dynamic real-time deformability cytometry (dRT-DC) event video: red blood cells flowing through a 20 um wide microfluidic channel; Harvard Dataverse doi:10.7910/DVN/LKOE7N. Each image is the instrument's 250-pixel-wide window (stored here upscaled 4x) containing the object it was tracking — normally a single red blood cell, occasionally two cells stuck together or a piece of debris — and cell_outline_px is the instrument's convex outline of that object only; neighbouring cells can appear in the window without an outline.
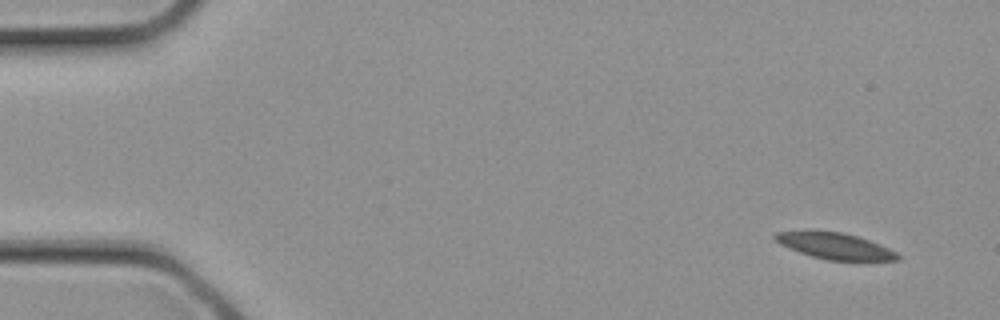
{"species": "common noctule bat (a hibernating species)", "species_latin": "Nyctalus noctula", "temperature_condition": "cold", "stored_images_in_passage": 3, "camera_frame_rate_fps": 3000, "um_per_image_px": 0.085, "animal": {"sex": "female", "body_mass_g": 21.9}, "frame": {"image": 1, "passage_image": 1, "time_ms": 0.0, "image_size_px": [1000, 320], "cell_outline_px": [[900, 260], [828, 260], [812, 256], [800, 252], [780, 244], [772, 236], [776, 232], [840, 232], [856, 236], [880, 244], [896, 252], [900, 256]], "centroid_in_image_um": [71.0, 20.93], "position_along_channel_um": 14.0, "area_um2": 18.09}}
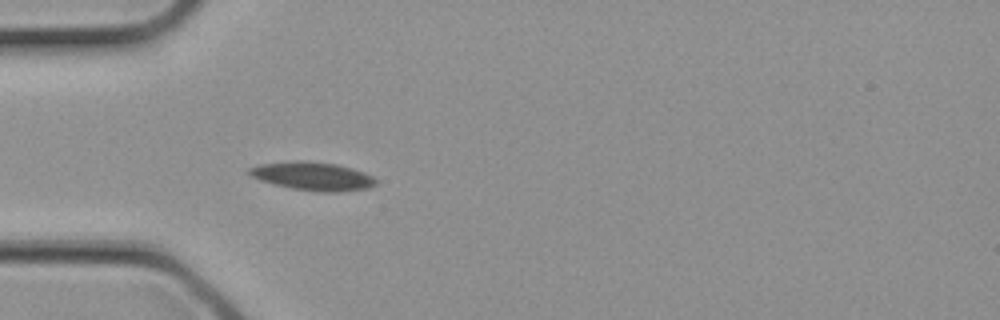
{"frame": {"image": 2, "passage_image": 3, "time_ms": 0.667, "image_size_px": [1000, 320], "cell_outline_px": [[376, 184], [368, 188], [336, 192], [320, 192], [292, 188], [260, 180], [244, 172], [248, 168], [260, 164], [296, 160], [304, 160], [336, 164], [352, 168], [364, 172], [372, 176], [376, 180]], "centroid_in_image_um": [26.55, 14.96], "position_along_channel_um": 58.4, "area_um2": 20.92}}